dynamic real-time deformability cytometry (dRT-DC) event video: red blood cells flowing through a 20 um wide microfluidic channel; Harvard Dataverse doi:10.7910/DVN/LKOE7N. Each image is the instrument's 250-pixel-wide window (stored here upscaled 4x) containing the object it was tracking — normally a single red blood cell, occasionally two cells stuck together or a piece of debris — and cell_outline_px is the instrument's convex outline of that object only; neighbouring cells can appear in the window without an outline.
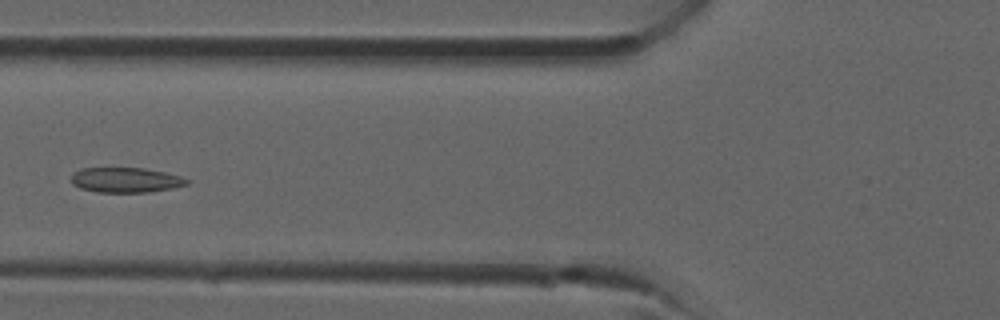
{"species": "common noctule bat (a hibernating species)", "species_latin": "Nyctalus noctula", "temperature_condition": "room temperature", "stored_images_in_passage": 32, "camera_frame_rate_fps": 3000, "um_per_image_px": 0.085, "animal": {"sex": "male", "forearm_length_mm": 52.5}, "frame": {"image": 1, "passage_image": 9, "time_ms": 2.667, "image_size_px": [1000, 320], "cell_outline_px": [[188, 184], [172, 188], [148, 192], [96, 192], [80, 188], [72, 184], [72, 172], [80, 168], [144, 168], [164, 172], [180, 176], [188, 180]], "centroid_in_image_um": [10.64, 15.3], "position_along_channel_um": 115.2, "area_um2": 16.82}}
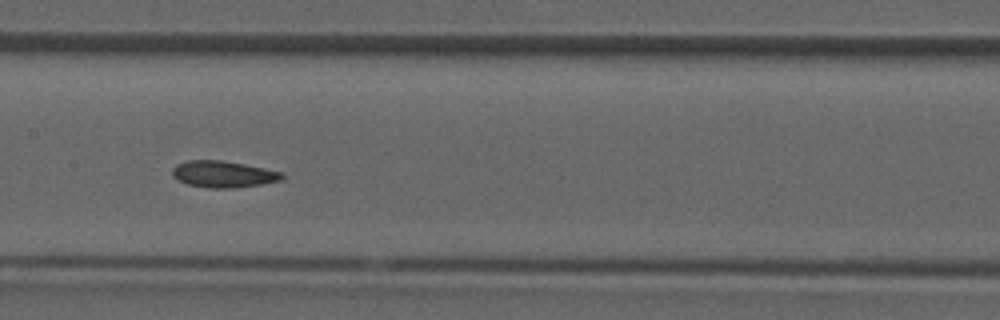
{"frame": {"image": 2, "passage_image": 13, "time_ms": 4.0, "image_size_px": [1000, 320], "cell_outline_px": [[284, 176], [280, 180], [260, 184], [232, 188], [208, 188], [188, 184], [176, 180], [172, 176], [172, 168], [176, 164], [188, 160], [220, 160], [244, 164], [284, 172]], "centroid_in_image_um": [18.94, 14.8], "position_along_channel_um": 188.5, "area_um2": 16.99}}
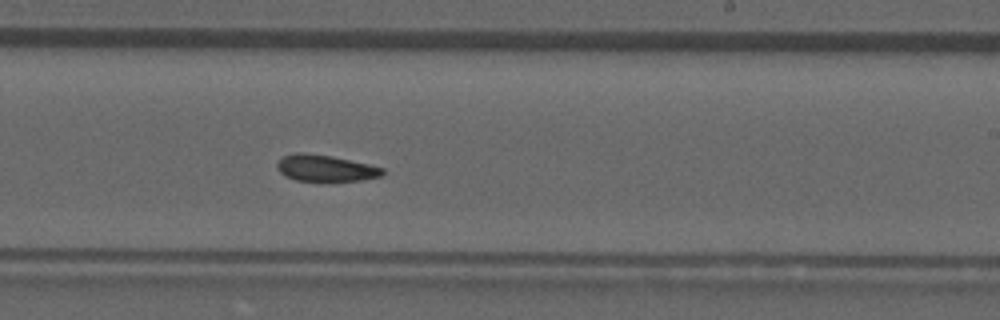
{"frame": {"image": 3, "passage_image": 17, "time_ms": 5.333, "image_size_px": [1000, 320], "cell_outline_px": [[384, 172], [380, 176], [360, 180], [296, 180], [284, 176], [280, 172], [276, 164], [284, 156], [296, 152], [304, 152], [332, 156], [368, 164], [384, 168]], "centroid_in_image_um": [27.64, 14.27], "position_along_channel_um": 261.4, "area_um2": 15.95}}